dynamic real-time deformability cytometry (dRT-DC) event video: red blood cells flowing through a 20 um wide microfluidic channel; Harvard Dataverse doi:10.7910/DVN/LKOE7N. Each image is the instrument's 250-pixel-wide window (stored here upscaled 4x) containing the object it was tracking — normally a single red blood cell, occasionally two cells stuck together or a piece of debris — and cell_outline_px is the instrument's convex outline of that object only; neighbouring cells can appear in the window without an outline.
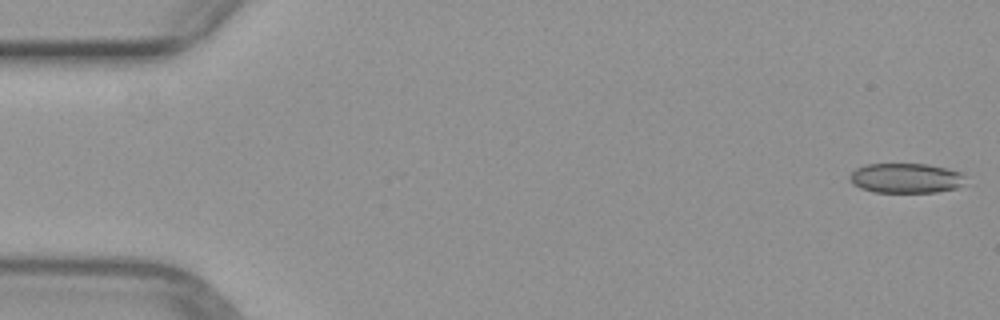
{"species": "common noctule bat (a hibernating species)", "species_latin": "Nyctalus noctula", "temperature_condition": "warm", "stored_images_in_passage": 50, "camera_frame_rate_fps": 3000, "um_per_image_px": 0.085, "animal": {"sex": "female", "body_mass_g": 29.2, "forearm_length_mm": 56.3}, "frame": {"image": 1, "passage_image": 1, "time_ms": 0.0, "image_size_px": [1000, 320], "cell_outline_px": [[964, 176], [960, 184], [956, 188], [936, 192], [872, 192], [860, 188], [852, 184], [848, 176], [856, 168], [868, 164], [928, 164], [960, 172]], "centroid_in_image_um": [76.93, 15.14], "position_along_channel_um": 8.1, "area_um2": 19.94}}
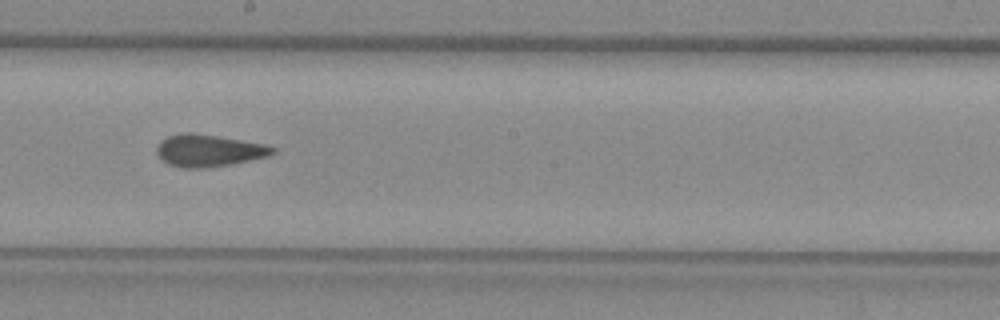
{"frame": {"image": 2, "passage_image": 28, "time_ms": 9.0, "image_size_px": [1000, 320], "cell_outline_px": [[276, 152], [268, 156], [232, 164], [204, 168], [180, 168], [168, 164], [156, 152], [156, 144], [160, 140], [168, 136], [188, 132], [192, 132], [268, 144], [276, 148]], "centroid_in_image_um": [17.75, 12.79], "position_along_channel_um": 230.4, "area_um2": 21.85}}
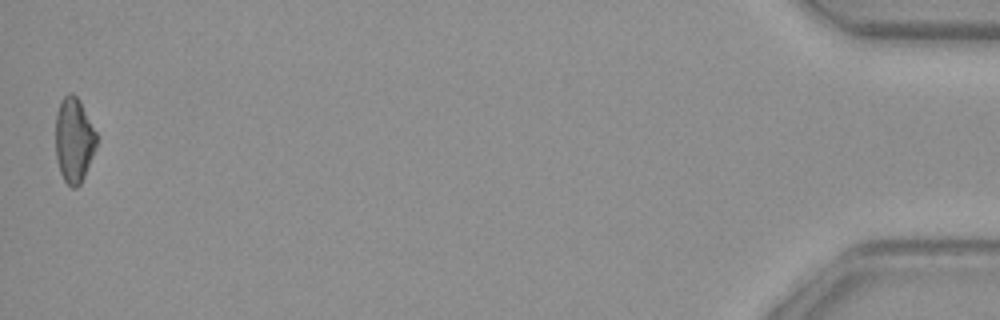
{"frame": {"image": 3, "passage_image": 50, "time_ms": 16.333, "image_size_px": [1000, 320], "cell_outline_px": [[96, 148], [84, 176], [80, 184], [76, 188], [72, 188], [64, 180], [60, 172], [56, 160], [56, 116], [60, 100], [68, 92], [72, 92], [80, 100], [96, 132]], "centroid_in_image_um": [6.28, 11.89], "position_along_channel_um": 428.9, "area_um2": 20.29}}